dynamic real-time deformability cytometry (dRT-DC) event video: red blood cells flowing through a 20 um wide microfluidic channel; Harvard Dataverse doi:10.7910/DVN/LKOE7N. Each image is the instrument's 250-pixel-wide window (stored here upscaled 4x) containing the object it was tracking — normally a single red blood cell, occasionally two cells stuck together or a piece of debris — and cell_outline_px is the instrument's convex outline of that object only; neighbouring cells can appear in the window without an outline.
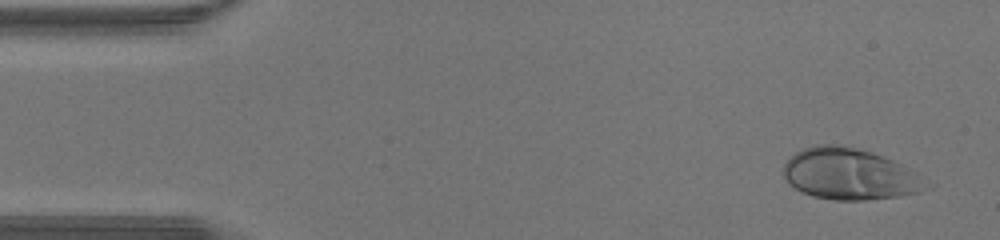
{"species": "human", "species_latin": "Homo sapiens", "temperature_condition": "warm", "stored_images_in_passage": 41, "camera_frame_rate_fps": 3000, "um_per_image_px": 0.085, "donor": {"sex": "male"}, "frame": {"image": 1, "passage_image": 2, "time_ms": 0.333, "image_size_px": [1000, 240], "cell_outline_px": [[928, 188], [920, 192], [896, 196], [864, 200], [832, 200], [812, 196], [788, 184], [784, 176], [784, 164], [796, 152], [804, 148], [816, 144], [840, 144], [872, 152], [884, 156], [920, 172], [928, 184]], "centroid_in_image_um": [72.25, 14.79], "position_along_channel_um": 12.7, "area_um2": 42.89}}
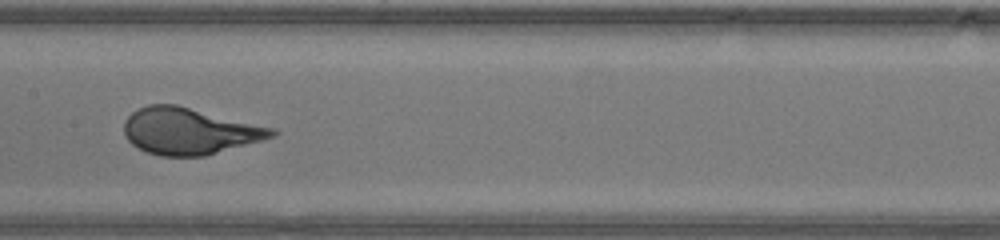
{"frame": {"image": 2, "passage_image": 20, "time_ms": 6.333, "image_size_px": [1000, 240], "cell_outline_px": [[280, 132], [276, 136], [204, 156], [160, 156], [144, 152], [132, 144], [128, 140], [124, 132], [124, 120], [132, 112], [148, 104], [176, 104], [276, 128]], "centroid_in_image_um": [16.1, 11.14], "position_along_channel_um": 191.3, "area_um2": 40.29}}
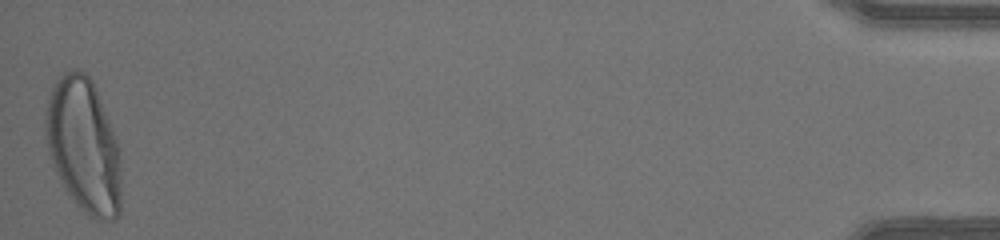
{"frame": {"image": 3, "passage_image": 41, "time_ms": 13.333, "image_size_px": [1000, 240], "cell_outline_px": [[120, 216], [116, 220], [96, 220], [84, 212], [68, 196], [56, 172], [48, 152], [44, 128], [44, 120], [48, 100], [52, 88], [56, 80], [64, 72], [84, 72], [92, 80], [112, 128], [120, 152]], "centroid_in_image_um": [7.1, 12.43], "position_along_channel_um": 428.1, "area_um2": 59.13}}